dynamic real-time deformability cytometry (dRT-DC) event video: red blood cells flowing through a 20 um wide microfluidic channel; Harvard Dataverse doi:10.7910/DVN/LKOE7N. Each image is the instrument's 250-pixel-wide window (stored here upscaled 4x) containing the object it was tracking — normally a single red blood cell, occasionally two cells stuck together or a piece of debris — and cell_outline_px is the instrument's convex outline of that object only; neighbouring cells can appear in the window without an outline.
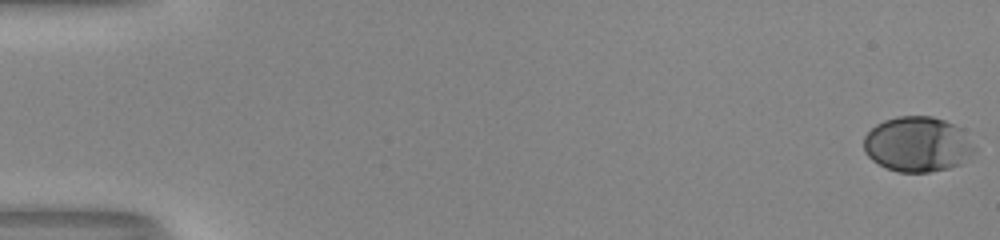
{"species": "human", "species_latin": "Homo sapiens", "temperature_condition": "room temperature", "stored_images_in_passage": 53, "camera_frame_rate_fps": 3000, "um_per_image_px": 0.085, "donor": {"sex": "male"}, "frame": {"image": 1, "passage_image": 1, "time_ms": 0.0, "image_size_px": [1000, 240], "cell_outline_px": [[976, 152], [960, 164], [948, 168], [928, 172], [900, 172], [888, 168], [872, 160], [864, 152], [864, 136], [876, 124], [884, 120], [896, 116], [932, 116], [944, 120], [960, 128], [972, 144]], "centroid_in_image_um": [77.97, 12.26], "position_along_channel_um": 7.0, "area_um2": 35.37}}
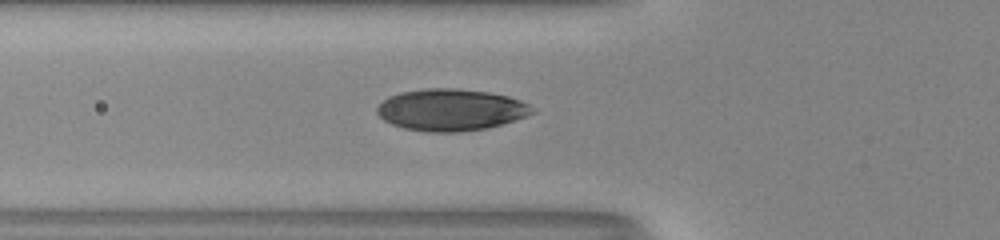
{"frame": {"image": 2, "passage_image": 21, "time_ms": 6.667, "image_size_px": [1000, 240], "cell_outline_px": [[536, 112], [516, 120], [488, 128], [460, 132], [428, 132], [404, 128], [392, 124], [384, 120], [376, 112], [376, 108], [388, 96], [400, 92], [428, 88], [456, 88], [488, 92], [508, 96], [520, 100], [536, 108]], "centroid_in_image_um": [38.35, 9.34], "position_along_channel_um": 87.5, "area_um2": 37.97}}
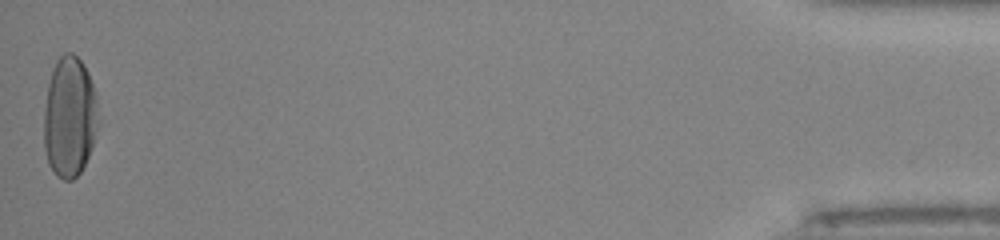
{"frame": {"image": 3, "passage_image": 53, "time_ms": 17.333, "image_size_px": [1000, 240], "cell_outline_px": [[100, 120], [88, 156], [80, 172], [72, 180], [64, 180], [56, 176], [48, 164], [44, 148], [44, 108], [48, 84], [56, 60], [64, 52], [72, 52], [80, 60], [88, 72], [96, 96]], "centroid_in_image_um": [5.91, 9.95], "position_along_channel_um": 429.3, "area_um2": 38.44}, "authors_computed_cell_mechanics": {"area_um2": 36.6452, "velocity_mm_per_s": 4.0822, "shape_relaxation_time_tau1_ms": 4.0281, "shape_relaxation_time_tau2_ms": null, "deformation_change_tau1": 0.2036, "deformation_change_tau2": null}}